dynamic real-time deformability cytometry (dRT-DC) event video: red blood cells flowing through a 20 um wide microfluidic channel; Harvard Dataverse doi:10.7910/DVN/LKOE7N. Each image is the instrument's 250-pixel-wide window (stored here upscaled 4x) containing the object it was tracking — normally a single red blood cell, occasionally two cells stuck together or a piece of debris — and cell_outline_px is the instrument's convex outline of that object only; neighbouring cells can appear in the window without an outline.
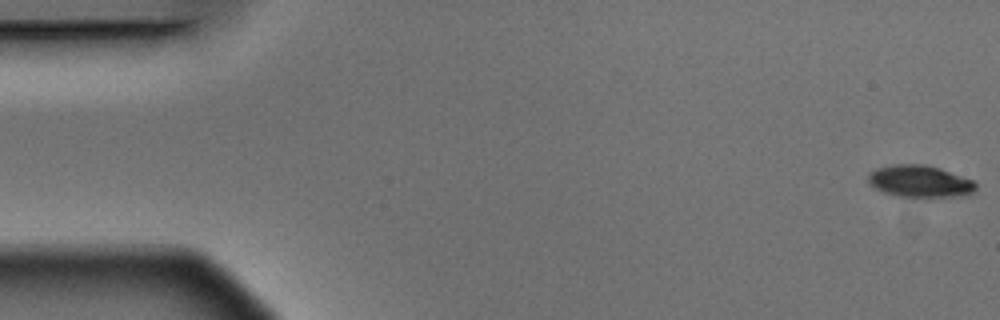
{"species": "Egyptian fruit bat (a non-hibernating species)", "species_latin": "Rousettus aegyptiacus", "temperature_condition": "warm", "stored_images_in_passage": 5, "camera_frame_rate_fps": 3000, "um_per_image_px": 0.085, "animal": {"sex": "male"}, "frame": {"image": 1, "passage_image": 1, "time_ms": 0.0, "image_size_px": [1000, 320], "cell_outline_px": [[976, 192], [964, 196], [900, 196], [884, 192], [876, 188], [868, 180], [868, 176], [876, 168], [892, 164], [924, 164], [940, 168], [972, 180], [976, 184]], "centroid_in_image_um": [78.22, 15.4], "position_along_channel_um": 6.8, "area_um2": 19.77}}
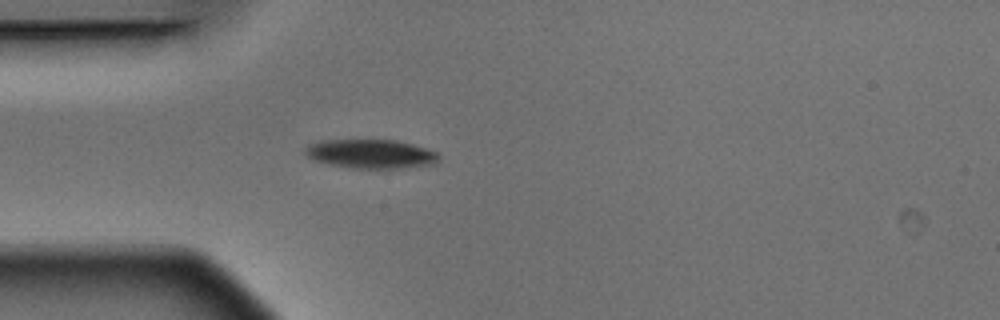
{"frame": {"image": 2, "passage_image": 5, "time_ms": 1.333, "image_size_px": [1000, 320], "cell_outline_px": [[440, 160], [436, 164], [400, 168], [352, 168], [328, 164], [312, 160], [304, 152], [304, 148], [308, 144], [320, 140], [396, 140], [412, 144], [436, 152], [440, 156]], "centroid_in_image_um": [31.5, 13.08], "position_along_channel_um": 53.5, "area_um2": 22.72}}